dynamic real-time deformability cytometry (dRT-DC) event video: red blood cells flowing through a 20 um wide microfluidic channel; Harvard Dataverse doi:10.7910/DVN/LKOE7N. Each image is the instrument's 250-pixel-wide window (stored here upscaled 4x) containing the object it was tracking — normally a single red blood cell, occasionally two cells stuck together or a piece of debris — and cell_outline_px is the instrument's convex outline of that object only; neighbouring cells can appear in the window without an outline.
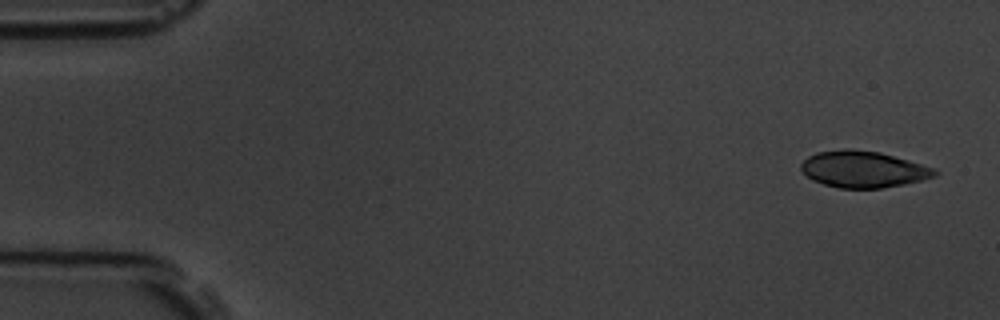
{"species": "common noctule bat (a hibernating species)", "species_latin": "Nyctalus noctula", "temperature_condition": "room temperature", "stored_images_in_passage": 7, "camera_frame_rate_fps": 3000, "um_per_image_px": 0.085, "animal": {"sex": "male", "body_mass_g": 19.5, "forearm_length_mm": 54.6}, "frame": {"image": 1, "passage_image": 1, "time_ms": 0.0, "image_size_px": [1000, 320], "cell_outline_px": [[940, 172], [936, 176], [904, 184], [880, 188], [840, 188], [824, 184], [812, 180], [800, 168], [800, 164], [808, 156], [816, 152], [844, 148], [848, 148], [880, 152], [908, 160], [932, 168]], "centroid_in_image_um": [73.34, 14.38], "position_along_channel_um": 11.7, "area_um2": 28.32}}
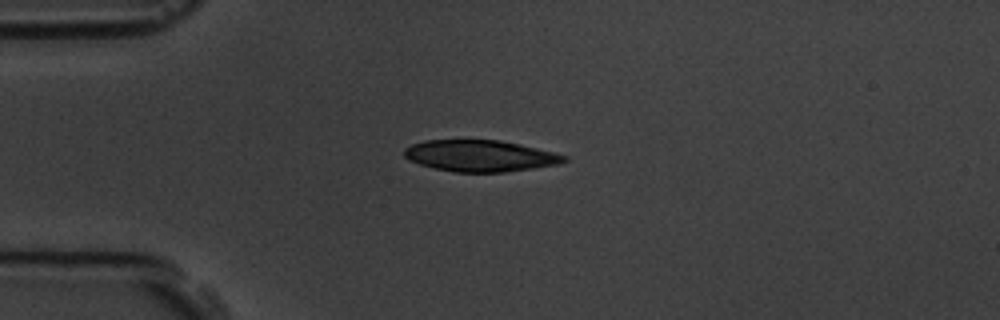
{"frame": {"image": 2, "passage_image": 4, "time_ms": 3.667, "image_size_px": [1000, 320], "cell_outline_px": [[568, 160], [560, 164], [504, 172], [452, 172], [420, 164], [408, 160], [404, 156], [404, 148], [412, 144], [424, 140], [500, 140], [520, 144], [568, 156]], "centroid_in_image_um": [40.8, 13.24], "position_along_channel_um": 44.2, "area_um2": 29.25}}